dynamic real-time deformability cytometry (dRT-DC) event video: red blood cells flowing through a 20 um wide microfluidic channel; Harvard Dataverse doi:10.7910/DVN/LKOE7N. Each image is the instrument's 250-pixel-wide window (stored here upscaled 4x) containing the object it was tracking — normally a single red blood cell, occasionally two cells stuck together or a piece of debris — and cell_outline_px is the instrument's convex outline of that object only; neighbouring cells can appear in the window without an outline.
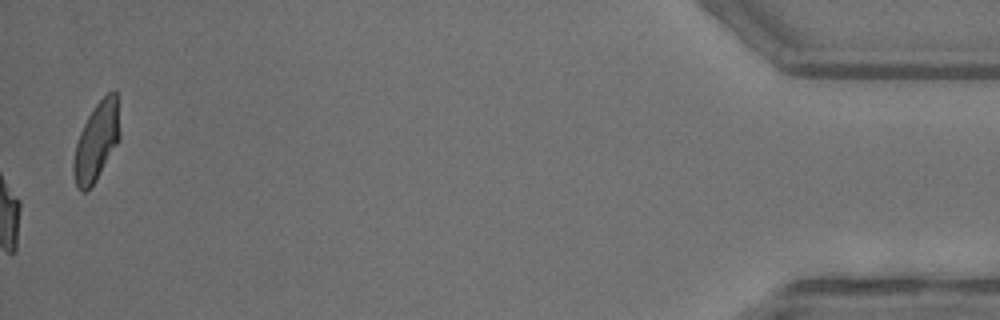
{"species": "common noctule bat (a hibernating species)", "species_latin": "Nyctalus noctula", "temperature_condition": "warm", "stored_images_in_passage": 37, "camera_frame_rate_fps": 3000, "um_per_image_px": 0.085, "animal": {"sex": "female"}, "frame": {"image": 1, "passage_image": 37, "time_ms": 12.0, "image_size_px": [1000, 320], "cell_outline_px": [[120, 140], [96, 180], [84, 192], [80, 192], [76, 188], [72, 172], [72, 164], [76, 144], [80, 132], [88, 116], [96, 104], [108, 92], [116, 92], [120, 132]], "centroid_in_image_um": [8.19, 12.07], "position_along_channel_um": 427.0, "area_um2": 21.1}, "authors_computed_cell_mechanics": {"area_um2": 21.097, "velocity_mm_per_s": 4.1106, "shape_relaxation_time_tau1_ms": 5.428, "shape_relaxation_time_tau2_ms": 2.3298, "deformation_change_tau1": 0.1993, "deformation_change_tau2": 0.0943}}